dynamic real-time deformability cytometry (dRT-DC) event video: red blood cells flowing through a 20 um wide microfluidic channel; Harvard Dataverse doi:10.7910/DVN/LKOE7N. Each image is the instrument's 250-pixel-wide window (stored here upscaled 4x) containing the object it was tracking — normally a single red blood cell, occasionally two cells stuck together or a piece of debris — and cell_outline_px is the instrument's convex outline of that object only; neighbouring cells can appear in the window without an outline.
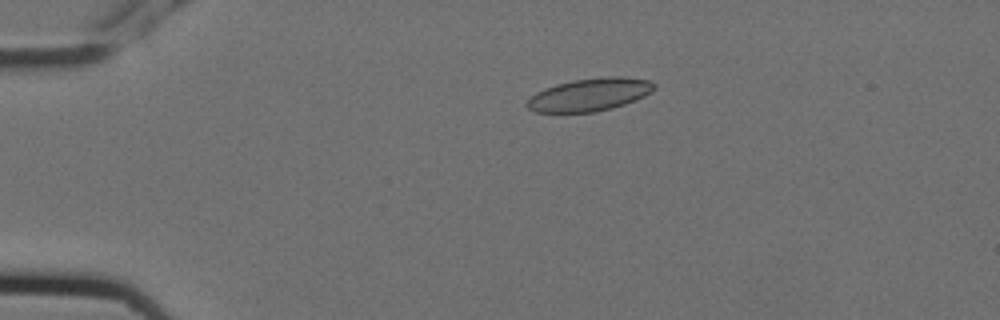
{"species": "Egyptian fruit bat (a non-hibernating species)", "species_latin": "Rousettus aegyptiacus", "temperature_condition": "cold", "stored_images_in_passage": 3, "camera_frame_rate_fps": 3000, "um_per_image_px": 0.085, "animal": {"sex": "female"}, "frame": {"image": 1, "passage_image": 1, "time_ms": 0.0, "image_size_px": [1000, 320], "cell_outline_px": [[656, 88], [652, 92], [636, 100], [612, 108], [596, 112], [536, 112], [528, 108], [524, 104], [536, 92], [544, 88], [556, 84], [572, 80], [608, 76], [620, 76], [648, 80], [656, 84]], "centroid_in_image_um": [50.13, 8.04], "position_along_channel_um": 34.9, "area_um2": 24.39}}
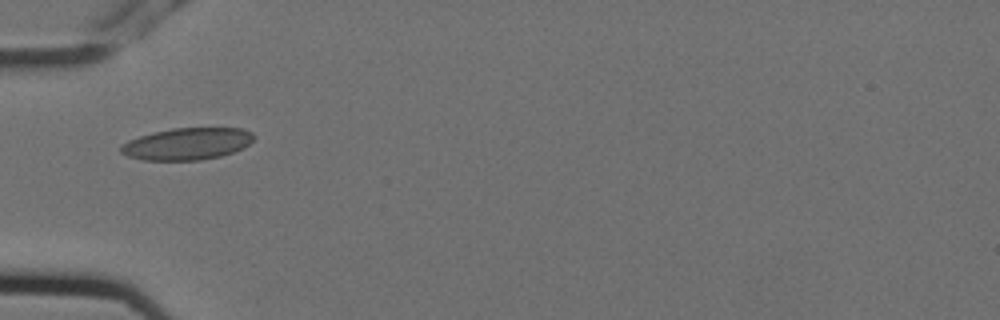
{"frame": {"image": 2, "passage_image": 3, "time_ms": 0.667, "image_size_px": [1000, 320], "cell_outline_px": [[256, 136], [244, 148], [220, 156], [200, 160], [144, 160], [128, 156], [120, 152], [120, 144], [128, 140], [152, 132], [172, 128], [244, 128], [252, 132]], "centroid_in_image_um": [15.9, 12.22], "position_along_channel_um": 69.1, "area_um2": 24.85}}